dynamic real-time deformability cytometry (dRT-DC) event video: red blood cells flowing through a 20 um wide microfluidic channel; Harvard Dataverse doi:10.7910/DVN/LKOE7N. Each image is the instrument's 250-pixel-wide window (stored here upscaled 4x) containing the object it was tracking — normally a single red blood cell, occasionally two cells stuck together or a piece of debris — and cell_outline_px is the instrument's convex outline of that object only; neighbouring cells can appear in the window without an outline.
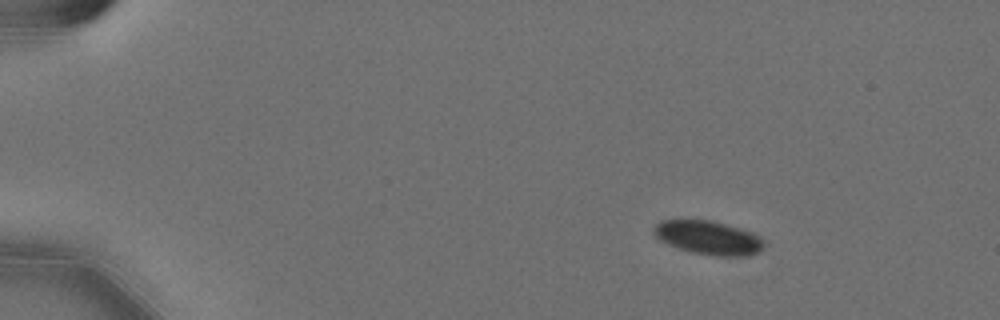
{"species": "Egyptian fruit bat (a non-hibernating species)", "species_latin": "Rousettus aegyptiacus", "temperature_condition": "cold", "stored_images_in_passage": 50, "camera_frame_rate_fps": 3000, "um_per_image_px": 0.085, "animal": {"sex": "female"}, "frame": {"image": 1, "passage_image": 1, "time_ms": 0.0, "image_size_px": [1000, 320], "cell_outline_px": [[764, 244], [756, 252], [748, 256], [712, 256], [692, 252], [668, 244], [660, 240], [652, 232], [652, 228], [660, 220], [712, 220], [740, 228], [752, 232]], "centroid_in_image_um": [60.15, 20.19], "position_along_channel_um": 24.8, "area_um2": 21.44}}
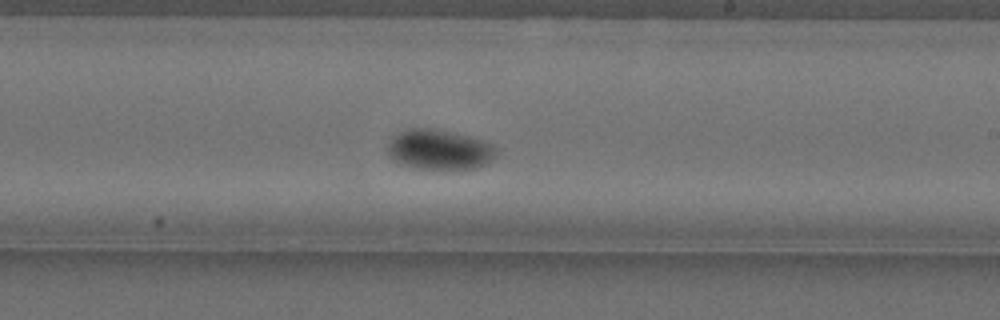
{"frame": {"image": 2, "passage_image": 28, "time_ms": 9.0, "image_size_px": [1000, 320], "cell_outline_px": [[496, 156], [492, 160], [476, 168], [412, 168], [400, 164], [392, 160], [388, 152], [388, 144], [392, 136], [408, 128], [432, 128], [452, 132], [484, 140], [492, 144], [496, 148]], "centroid_in_image_um": [37.32, 12.7], "position_along_channel_um": 251.7, "area_um2": 25.32}}
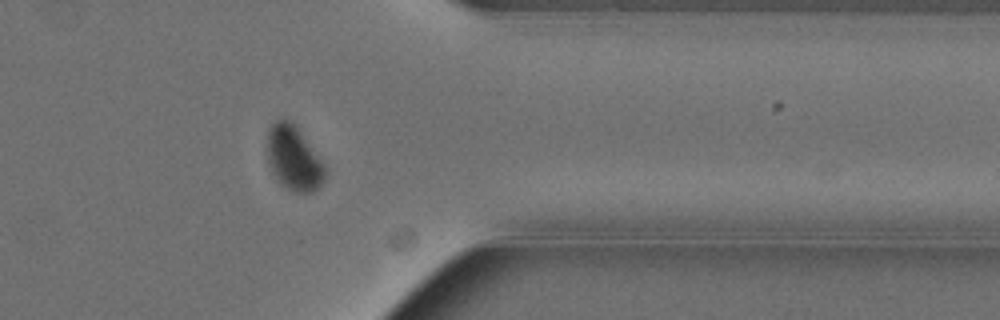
{"frame": {"image": 3, "passage_image": 40, "time_ms": 13.0, "image_size_px": [1000, 320], "cell_outline_px": [[324, 176], [320, 184], [312, 192], [300, 192], [284, 188], [276, 180], [268, 164], [268, 128], [276, 120], [288, 120], [296, 128], [324, 164]], "centroid_in_image_um": [24.91, 13.48], "position_along_channel_um": 386.5, "area_um2": 20.98}, "authors_computed_cell_mechanics": {"area_um2": 22.7443, "velocity_mm_per_s": 3.5589, "shape_relaxation_time_tau1_ms": 2.8995, "shape_relaxation_time_tau2_ms": null, "deformation_change_tau1": 0.0661, "deformation_change_tau2": null}}